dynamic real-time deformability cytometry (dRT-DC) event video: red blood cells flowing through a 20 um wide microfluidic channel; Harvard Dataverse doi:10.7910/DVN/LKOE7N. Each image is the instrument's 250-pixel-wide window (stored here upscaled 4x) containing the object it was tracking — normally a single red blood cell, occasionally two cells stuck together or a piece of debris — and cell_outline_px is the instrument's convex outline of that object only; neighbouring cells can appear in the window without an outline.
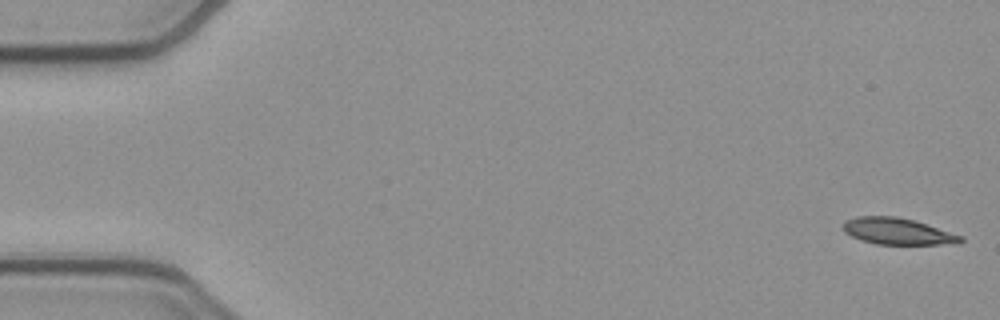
{"species": "common noctule bat (a hibernating species)", "species_latin": "Nyctalus noctula", "temperature_condition": "cold", "stored_images_in_passage": 52, "camera_frame_rate_fps": 3000, "um_per_image_px": 0.085, "animal": {"sex": "female", "body_mass_g": 21.9}, "frame": {"image": 1, "passage_image": 1, "time_ms": 0.0, "image_size_px": [1000, 320], "cell_outline_px": [[964, 240], [960, 244], [876, 244], [860, 240], [844, 232], [844, 220], [856, 216], [896, 216], [916, 220], [964, 236]], "centroid_in_image_um": [76.34, 19.66], "position_along_channel_um": 8.7, "area_um2": 18.44}}
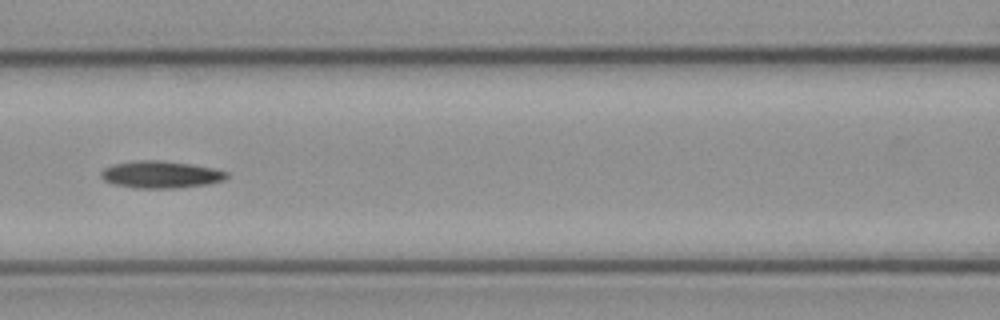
{"frame": {"image": 2, "passage_image": 23, "time_ms": 7.333, "image_size_px": [1000, 320], "cell_outline_px": [[228, 176], [224, 180], [208, 184], [176, 188], [136, 188], [112, 184], [104, 180], [100, 176], [100, 172], [104, 168], [112, 164], [132, 160], [160, 160], [192, 164], [212, 168], [228, 172]], "centroid_in_image_um": [13.63, 14.83], "position_along_channel_um": 153.0, "area_um2": 20.06}}
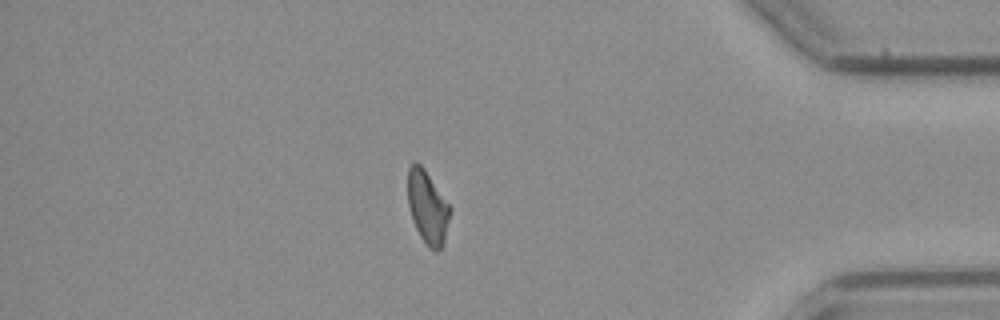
{"frame": {"image": 3, "passage_image": 45, "time_ms": 14.667, "image_size_px": [1000, 320], "cell_outline_px": [[452, 208], [444, 244], [440, 248], [428, 248], [420, 236], [412, 220], [408, 204], [408, 168], [416, 160], [424, 168]], "centroid_in_image_um": [36.35, 17.6], "position_along_channel_um": 398.9, "area_um2": 17.98}, "authors_computed_cell_mechanics": {"area_um2": 19.1029, "velocity_mm_per_s": 3.8624, "shape_relaxation_time_tau1_ms": 8.8958, "shape_relaxation_time_tau2_ms": null, "deformation_change_tau1": 0.1902, "deformation_change_tau2": null}}